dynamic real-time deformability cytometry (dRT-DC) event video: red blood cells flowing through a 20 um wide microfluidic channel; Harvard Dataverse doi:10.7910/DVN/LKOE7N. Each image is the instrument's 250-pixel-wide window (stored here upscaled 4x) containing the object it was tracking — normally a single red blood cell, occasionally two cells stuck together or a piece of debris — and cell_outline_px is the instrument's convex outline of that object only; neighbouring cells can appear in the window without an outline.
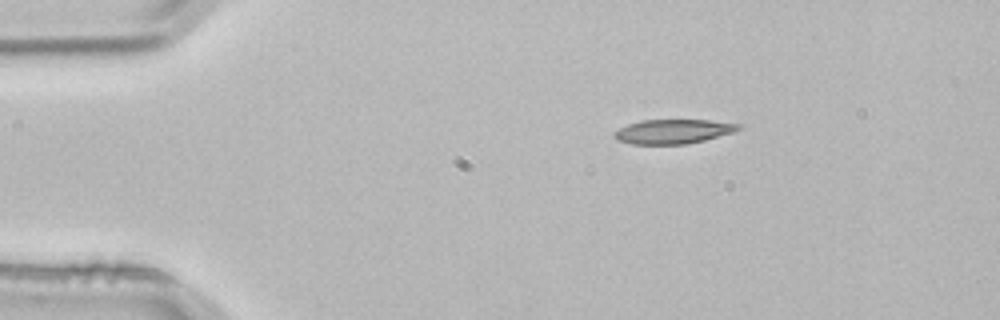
{"species": "common noctule bat (a hibernating species)", "species_latin": "Nyctalus noctula", "temperature_condition": "room temperature", "stored_images_in_passage": 2, "camera_frame_rate_fps": 3000, "um_per_image_px": 0.085, "animal": {"sex": "male", "body_mass_g": 21.5, "forearm_length_mm": 52.0}, "frame": {"image": 1, "passage_image": 1, "time_ms": 0.0, "image_size_px": [1000, 320], "cell_outline_px": [[740, 128], [732, 132], [704, 140], [688, 144], [632, 144], [616, 140], [616, 132], [620, 128], [628, 124], [640, 120], [708, 120], [740, 124]], "centroid_in_image_um": [57.2, 11.17], "position_along_channel_um": 27.8, "area_um2": 17.34}}